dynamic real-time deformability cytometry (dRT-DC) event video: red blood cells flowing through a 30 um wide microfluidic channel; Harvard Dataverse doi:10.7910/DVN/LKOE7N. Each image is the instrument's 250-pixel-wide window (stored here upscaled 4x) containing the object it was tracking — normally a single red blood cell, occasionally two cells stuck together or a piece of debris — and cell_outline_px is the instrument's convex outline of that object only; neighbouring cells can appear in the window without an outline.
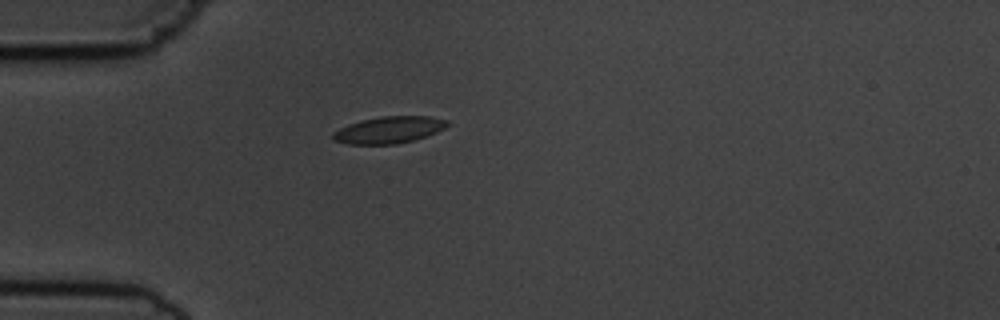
{"species": "common noctule bat (a hibernating species)", "species_latin": "Nyctalus noctula", "temperature_condition": "cold", "stored_images_in_passage": 1, "camera_frame_rate_fps": 3000, "um_per_image_px": 0.085, "animal": {"sex": "male", "body_mass_g": 19.5, "forearm_length_mm": 54.6}, "frame": {"image": 1, "passage_image": 1, "time_ms": 0.0, "image_size_px": [1000, 320], "cell_outline_px": [[452, 124], [436, 132], [412, 140], [396, 144], [348, 144], [332, 140], [332, 132], [348, 124], [360, 120], [380, 116], [428, 116], [448, 120]], "centroid_in_image_um": [33.04, 11.03], "position_along_channel_um": 52.0, "area_um2": 17.92}}